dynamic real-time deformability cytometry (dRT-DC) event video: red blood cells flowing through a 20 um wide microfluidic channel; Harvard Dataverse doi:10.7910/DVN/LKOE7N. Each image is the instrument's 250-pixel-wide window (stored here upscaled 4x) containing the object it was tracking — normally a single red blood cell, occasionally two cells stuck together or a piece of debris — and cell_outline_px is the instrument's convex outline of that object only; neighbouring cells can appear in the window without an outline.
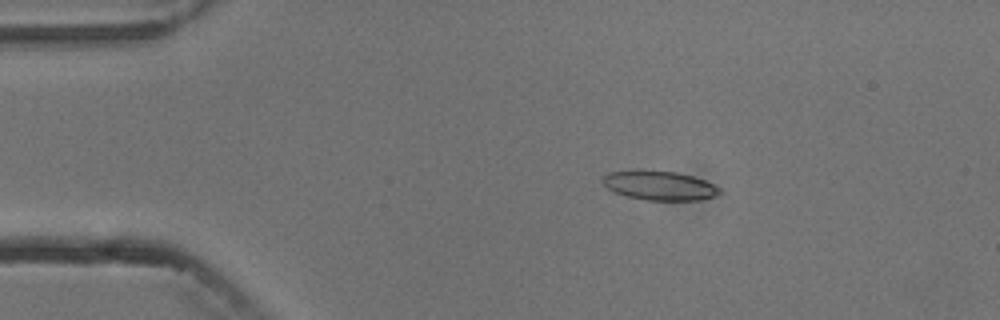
{"species": "common noctule bat (a hibernating species)", "species_latin": "Nyctalus noctula", "temperature_condition": "cold", "stored_images_in_passage": 4, "camera_frame_rate_fps": 3000, "um_per_image_px": 0.085, "animal": {"sex": "male", "body_mass_g": 13.3}, "frame": {"image": 1, "passage_image": 3, "time_ms": 2.333, "image_size_px": [1000, 320], "cell_outline_px": [[724, 192], [716, 196], [700, 200], [648, 200], [628, 196], [616, 192], [608, 188], [600, 180], [608, 172], [636, 168], [676, 172], [692, 176], [704, 180], [720, 188]], "centroid_in_image_um": [56.04, 15.74], "position_along_channel_um": 29.0, "area_um2": 20.29}}